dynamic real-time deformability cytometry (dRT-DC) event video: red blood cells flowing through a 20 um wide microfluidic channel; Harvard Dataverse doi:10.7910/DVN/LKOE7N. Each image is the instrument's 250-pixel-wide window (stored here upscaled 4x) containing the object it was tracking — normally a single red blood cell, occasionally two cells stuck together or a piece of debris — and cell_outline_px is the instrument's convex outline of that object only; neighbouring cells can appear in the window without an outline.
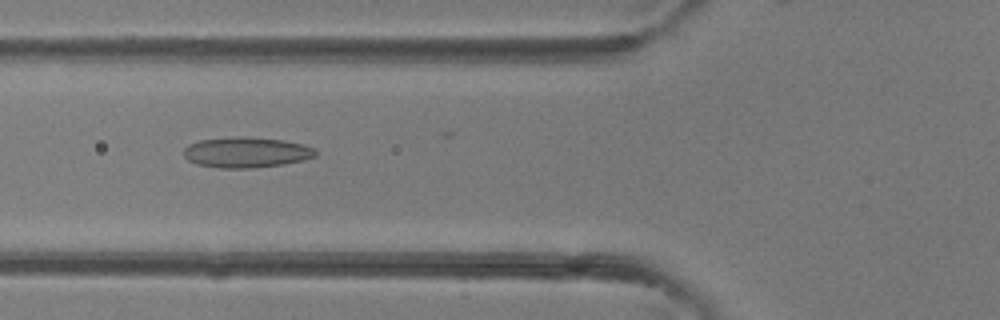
{"species": "common noctule bat (a hibernating species)", "species_latin": "Nyctalus noctula", "temperature_condition": "room temperature", "stored_images_in_passage": 33, "camera_frame_rate_fps": 3000, "um_per_image_px": 0.085, "animal": {"sex": "female"}, "frame": {"image": 1, "passage_image": 16, "time_ms": 5.0, "image_size_px": [1000, 320], "cell_outline_px": [[316, 156], [304, 160], [280, 164], [252, 168], [220, 168], [196, 164], [188, 160], [184, 156], [184, 148], [188, 144], [200, 140], [236, 136], [244, 136], [284, 140], [304, 144], [316, 148]], "centroid_in_image_um": [20.94, 12.94], "position_along_channel_um": 104.9, "area_um2": 23.58}}
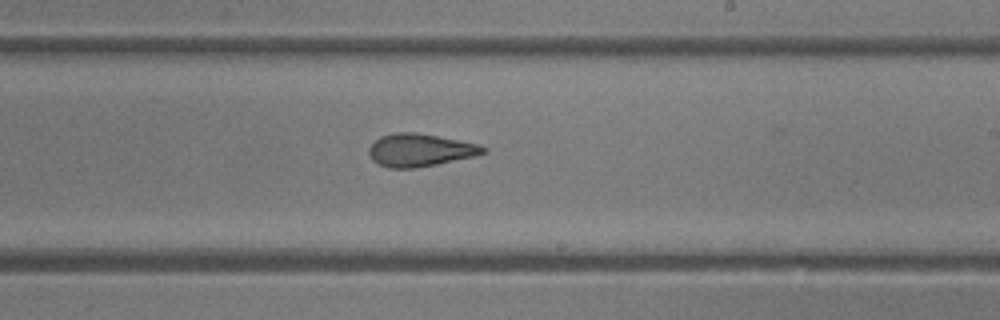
{"frame": {"image": 2, "passage_image": 25, "time_ms": 8.0, "image_size_px": [1000, 320], "cell_outline_px": [[488, 152], [476, 156], [416, 168], [388, 168], [372, 160], [368, 152], [368, 148], [380, 136], [396, 132], [416, 132], [480, 144], [488, 148]], "centroid_in_image_um": [35.73, 12.76], "position_along_channel_um": 253.3, "area_um2": 21.91}}
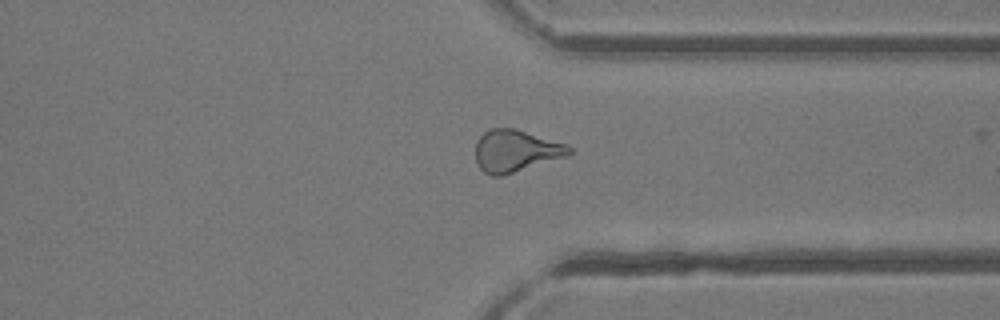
{"frame": {"image": 3, "passage_image": 32, "time_ms": 10.333, "image_size_px": [1000, 320], "cell_outline_px": [[572, 152], [568, 156], [500, 176], [492, 176], [484, 172], [480, 168], [476, 160], [476, 140], [484, 132], [492, 128], [512, 128], [568, 144], [572, 148]], "centroid_in_image_um": [43.84, 12.82], "position_along_channel_um": 367.6, "area_um2": 22.77}}